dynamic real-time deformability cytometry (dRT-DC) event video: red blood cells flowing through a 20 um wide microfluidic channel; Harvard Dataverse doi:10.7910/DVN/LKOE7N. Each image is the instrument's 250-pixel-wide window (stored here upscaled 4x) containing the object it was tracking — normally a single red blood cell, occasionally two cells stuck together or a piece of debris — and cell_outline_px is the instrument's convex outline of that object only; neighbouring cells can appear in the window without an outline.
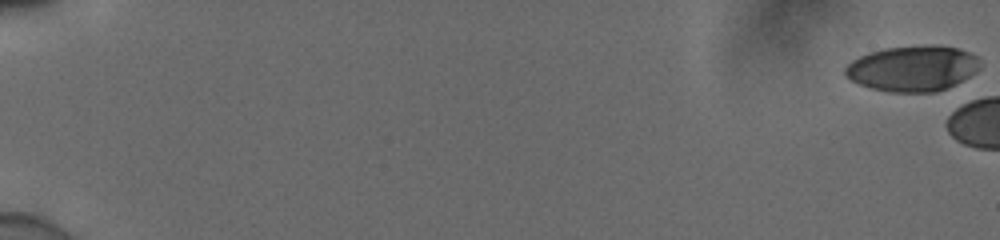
{"species": "human", "species_latin": "Homo sapiens", "temperature_condition": "cold", "stored_images_in_passage": 8, "camera_frame_rate_fps": 3000, "um_per_image_px": 0.085, "donor": {"sex": "male"}, "frame": {"image": 1, "passage_image": 1, "time_ms": 0.0, "image_size_px": [1000, 240], "cell_outline_px": [[980, 68], [976, 72], [956, 84], [948, 88], [936, 92], [888, 92], [872, 88], [860, 84], [844, 76], [844, 68], [852, 60], [860, 56], [884, 48], [956, 48], [980, 56]], "centroid_in_image_um": [77.58, 5.87], "position_along_channel_um": 7.4, "area_um2": 35.03}}